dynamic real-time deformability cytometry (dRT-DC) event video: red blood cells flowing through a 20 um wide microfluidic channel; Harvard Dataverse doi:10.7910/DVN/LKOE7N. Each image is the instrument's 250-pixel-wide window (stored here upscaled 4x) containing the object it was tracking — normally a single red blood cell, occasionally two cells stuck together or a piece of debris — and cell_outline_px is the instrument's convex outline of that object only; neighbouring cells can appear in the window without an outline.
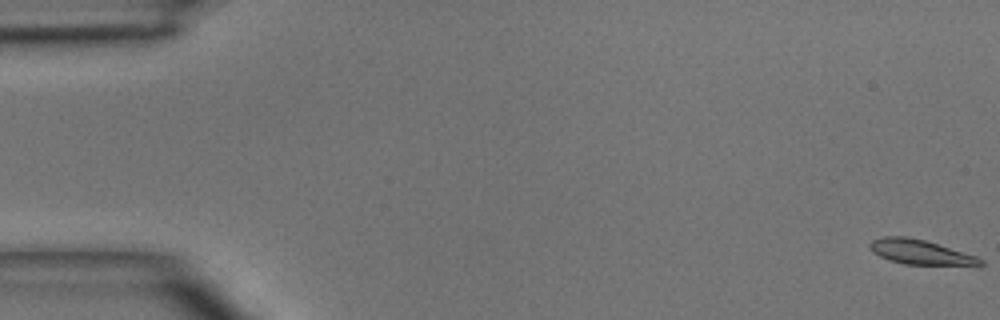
{"species": "common noctule bat (a hibernating species)", "species_latin": "Nyctalus noctula", "temperature_condition": "room temperature", "stored_images_in_passage": 7, "camera_frame_rate_fps": 3000, "um_per_image_px": 0.085, "animal": {"sex": "male", "body_mass_g": 15.6}, "frame": {"image": 1, "passage_image": 1, "time_ms": 0.0, "image_size_px": [1000, 320], "cell_outline_px": [[984, 264], [904, 264], [888, 260], [872, 252], [868, 248], [868, 244], [872, 240], [884, 236], [904, 236], [924, 240], [976, 256], [984, 260]], "centroid_in_image_um": [78.12, 21.41], "position_along_channel_um": 6.9, "area_um2": 15.49}}
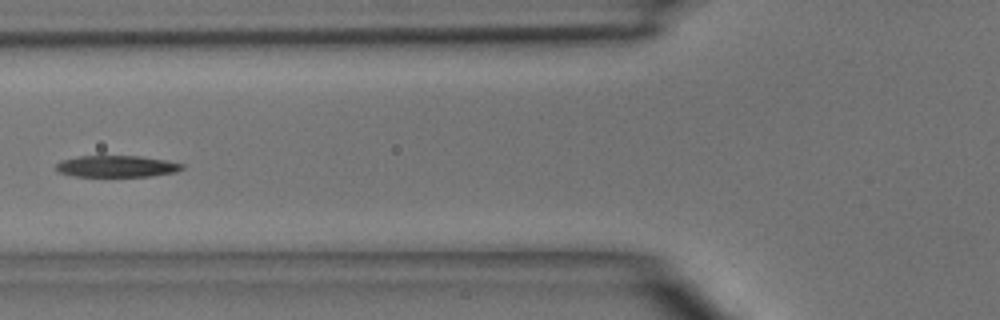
{"frame": {"image": 2, "passage_image": 6, "time_ms": 6.0, "image_size_px": [1000, 320], "cell_outline_px": [[184, 168], [176, 172], [152, 176], [72, 176], [56, 172], [56, 164], [60, 160], [76, 156], [140, 156], [168, 160], [184, 164]], "centroid_in_image_um": [9.91, 14.13], "position_along_channel_um": 115.9, "area_um2": 16.07}}